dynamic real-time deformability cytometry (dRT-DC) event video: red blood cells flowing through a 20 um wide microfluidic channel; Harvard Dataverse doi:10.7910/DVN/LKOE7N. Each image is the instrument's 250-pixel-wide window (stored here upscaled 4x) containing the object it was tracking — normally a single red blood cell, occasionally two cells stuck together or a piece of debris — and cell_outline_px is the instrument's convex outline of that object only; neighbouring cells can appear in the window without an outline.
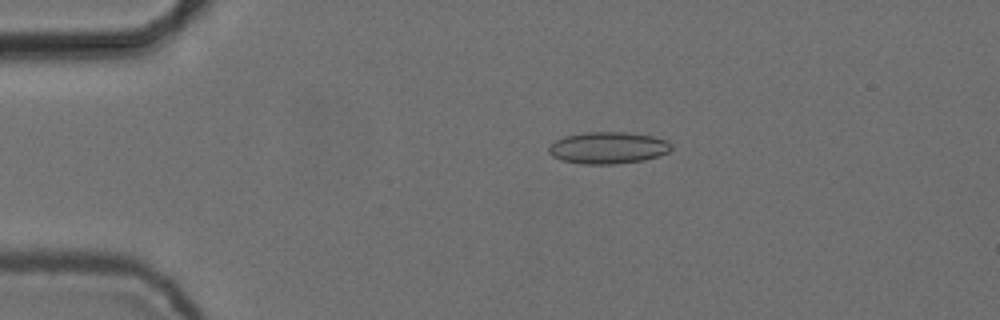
{"species": "common noctule bat (a hibernating species)", "species_latin": "Nyctalus noctula", "temperature_condition": "cold", "stored_images_in_passage": 6, "camera_frame_rate_fps": 3000, "um_per_image_px": 0.085, "animal": {"sex": "female", "body_mass_g": 24.6, "forearm_length_mm": 56.2}, "frame": {"image": 1, "passage_image": 3, "time_ms": 0.667, "image_size_px": [1000, 320], "cell_outline_px": [[672, 148], [668, 152], [644, 160], [616, 164], [584, 164], [560, 160], [552, 156], [548, 152], [548, 148], [556, 140], [564, 136], [584, 132], [624, 132], [652, 136], [668, 140], [672, 144]], "centroid_in_image_um": [51.68, 12.56], "position_along_channel_um": 33.3, "area_um2": 22.77}}
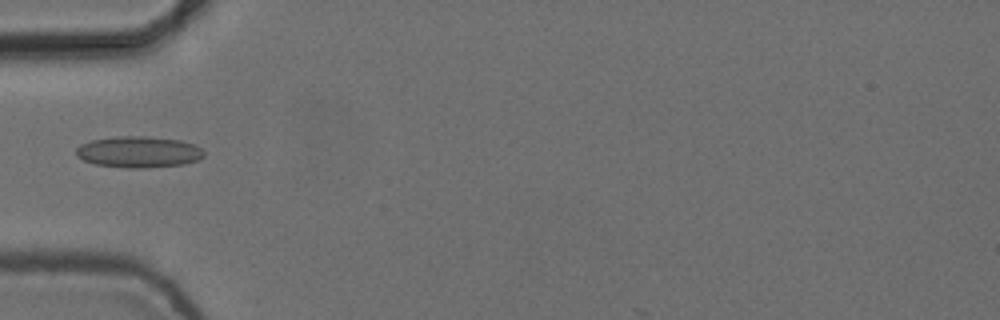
{"frame": {"image": 2, "passage_image": 5, "time_ms": 1.333, "image_size_px": [1000, 320], "cell_outline_px": [[204, 156], [200, 160], [184, 164], [144, 168], [128, 168], [96, 164], [84, 160], [76, 156], [76, 148], [80, 144], [92, 140], [120, 136], [148, 136], [180, 140], [192, 144], [200, 148], [204, 152]], "centroid_in_image_um": [11.79, 12.92], "position_along_channel_um": 73.2, "area_um2": 23.29}}
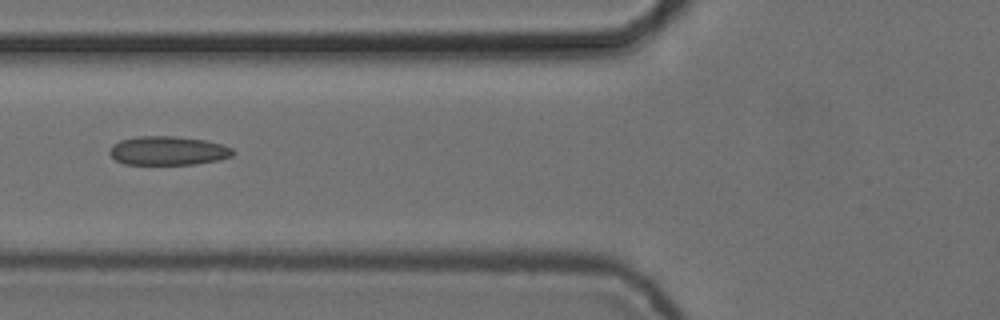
{"frame": {"image": 3, "passage_image": 6, "time_ms": 1.667, "image_size_px": [1000, 320], "cell_outline_px": [[236, 152], [232, 156], [216, 160], [196, 164], [124, 164], [116, 160], [108, 152], [112, 144], [120, 140], [136, 136], [172, 136], [204, 140], [220, 144], [232, 148]], "centroid_in_image_um": [14.25, 12.81], "position_along_channel_um": 111.5, "area_um2": 20.69}}